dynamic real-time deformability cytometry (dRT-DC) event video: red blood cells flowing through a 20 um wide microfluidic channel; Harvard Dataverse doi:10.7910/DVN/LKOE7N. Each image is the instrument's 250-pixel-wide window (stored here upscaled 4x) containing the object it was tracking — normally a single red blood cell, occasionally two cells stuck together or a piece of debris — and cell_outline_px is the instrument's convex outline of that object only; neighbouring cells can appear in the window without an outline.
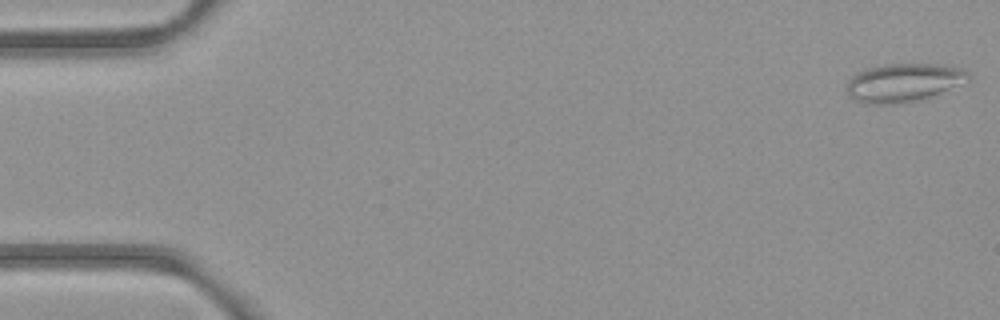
{"species": "common noctule bat (a hibernating species)", "species_latin": "Nyctalus noctula", "temperature_condition": "room temperature", "stored_images_in_passage": 7, "camera_frame_rate_fps": 3000, "um_per_image_px": 0.085, "animal": {"sex": "female", "body_mass_g": 21.9}, "frame": {"image": 1, "passage_image": 1, "time_ms": 0.0, "image_size_px": [1000, 320], "cell_outline_px": [[968, 80], [940, 92], [916, 100], [900, 104], [864, 104], [848, 96], [844, 88], [848, 80], [852, 76], [860, 72], [872, 68], [888, 64], [944, 64], [960, 68], [968, 72]], "centroid_in_image_um": [76.74, 7.03], "position_along_channel_um": 8.3, "area_um2": 26.88}}